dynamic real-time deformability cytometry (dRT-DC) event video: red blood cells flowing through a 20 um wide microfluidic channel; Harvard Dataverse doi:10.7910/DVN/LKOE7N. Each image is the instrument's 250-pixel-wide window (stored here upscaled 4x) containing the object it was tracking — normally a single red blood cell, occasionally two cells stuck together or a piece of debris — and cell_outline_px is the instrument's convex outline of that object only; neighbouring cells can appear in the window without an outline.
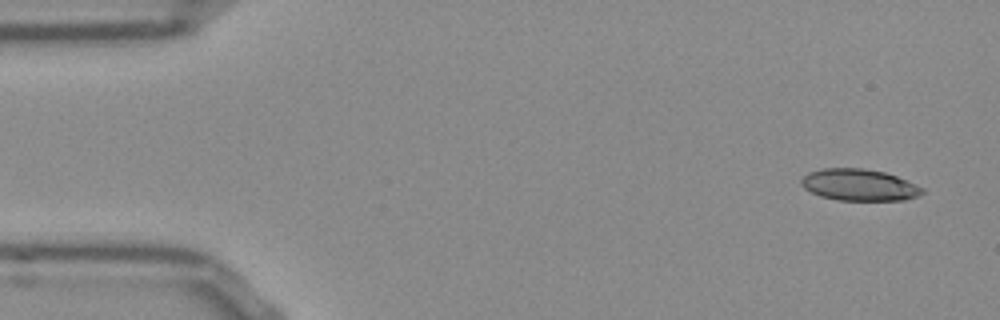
{"species": "Egyptian fruit bat (a non-hibernating species)", "species_latin": "Rousettus aegyptiacus", "temperature_condition": "room temperature", "stored_images_in_passage": 50, "camera_frame_rate_fps": 3000, "um_per_image_px": 0.085, "frame": {"image": 1, "passage_image": 1, "time_ms": 0.0, "image_size_px": [1000, 320], "cell_outline_px": [[924, 192], [916, 196], [904, 200], [840, 200], [820, 196], [804, 188], [800, 184], [800, 180], [808, 172], [820, 168], [864, 168], [884, 172], [896, 176], [924, 188]], "centroid_in_image_um": [72.99, 15.71], "position_along_channel_um": 12.0, "area_um2": 22.25}}
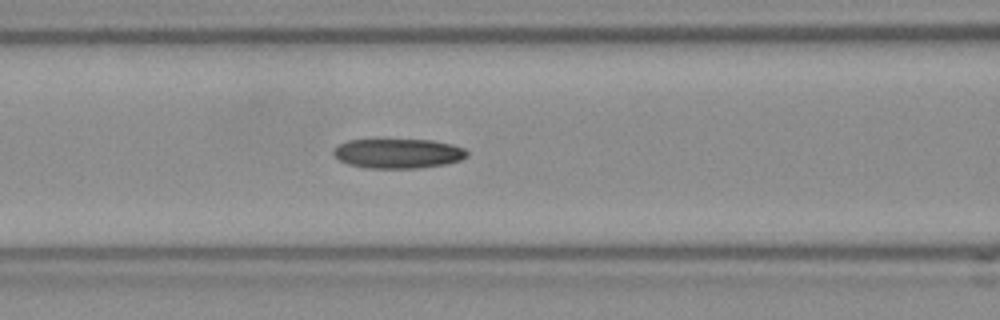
{"frame": {"image": 2, "passage_image": 19, "time_ms": 6.0, "image_size_px": [1000, 320], "cell_outline_px": [[468, 156], [460, 160], [444, 164], [416, 168], [368, 168], [348, 164], [340, 160], [332, 152], [340, 144], [348, 140], [432, 140], [452, 144], [464, 148], [468, 152]], "centroid_in_image_um": [33.86, 13.04], "position_along_channel_um": 132.7, "area_um2": 22.83}}
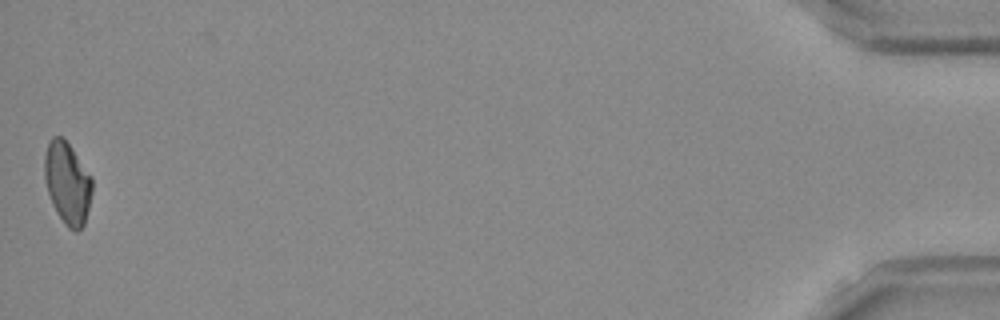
{"frame": {"image": 3, "passage_image": 50, "time_ms": 16.333, "image_size_px": [1000, 320], "cell_outline_px": [[92, 192], [84, 224], [76, 232], [68, 228], [64, 224], [56, 212], [52, 204], [48, 192], [44, 176], [44, 156], [48, 140], [52, 136], [64, 136], [92, 176]], "centroid_in_image_um": [5.72, 15.51], "position_along_channel_um": 429.5, "area_um2": 23.06}}